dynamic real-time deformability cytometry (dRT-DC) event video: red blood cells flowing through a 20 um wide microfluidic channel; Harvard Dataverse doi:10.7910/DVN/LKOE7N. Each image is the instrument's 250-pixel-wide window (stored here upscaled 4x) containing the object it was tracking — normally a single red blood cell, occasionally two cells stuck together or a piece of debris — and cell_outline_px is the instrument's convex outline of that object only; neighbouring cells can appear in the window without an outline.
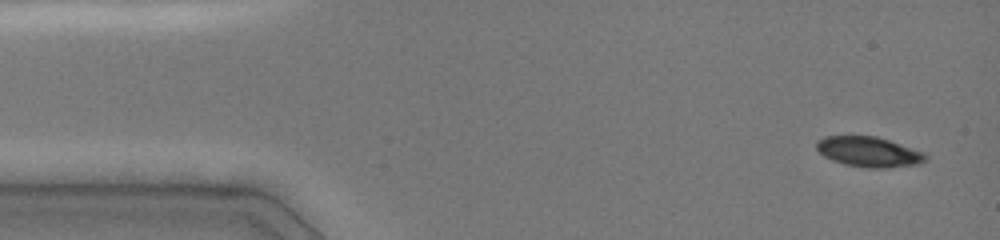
{"species": "common noctule bat (a hibernating species)", "species_latin": "Nyctalus noctula", "temperature_condition": "cold", "stored_images_in_passage": 8, "camera_frame_rate_fps": 3000, "um_per_image_px": 0.085, "animal": {"sex": "female", "body_mass_g": 19.0, "forearm_length_mm": 51.5}, "frame": {"image": 1, "passage_image": 1, "time_ms": 0.0, "image_size_px": [1000, 240], "cell_outline_px": [[928, 156], [924, 160], [916, 164], [884, 168], [868, 168], [844, 164], [832, 160], [824, 156], [816, 148], [816, 140], [824, 136], [876, 136], [924, 152]], "centroid_in_image_um": [73.8, 12.9], "position_along_channel_um": 11.2, "area_um2": 19.02}}
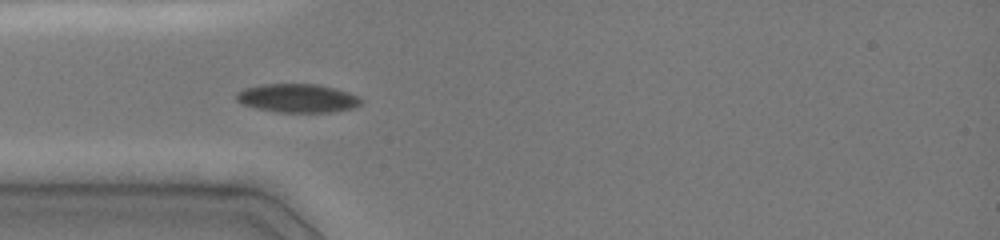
{"frame": {"image": 2, "passage_image": 7, "time_ms": 3.667, "image_size_px": [1000, 240], "cell_outline_px": [[364, 100], [360, 104], [352, 108], [332, 112], [280, 112], [256, 108], [244, 104], [236, 100], [236, 92], [244, 88], [260, 84], [316, 84], [336, 88], [360, 96]], "centroid_in_image_um": [25.31, 8.34], "position_along_channel_um": 59.7, "area_um2": 20.87}}